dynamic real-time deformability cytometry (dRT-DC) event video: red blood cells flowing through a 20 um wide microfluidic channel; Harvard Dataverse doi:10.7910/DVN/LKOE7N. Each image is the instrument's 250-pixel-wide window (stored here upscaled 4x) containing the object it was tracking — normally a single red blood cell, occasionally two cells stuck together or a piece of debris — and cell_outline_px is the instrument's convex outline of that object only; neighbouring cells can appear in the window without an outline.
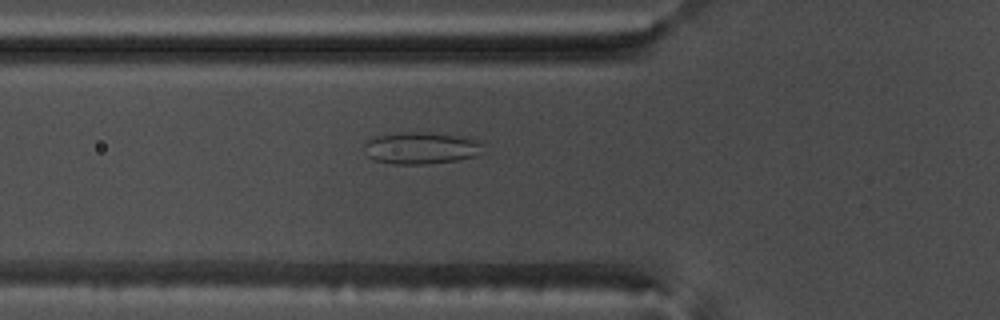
{"species": "common noctule bat (a hibernating species)", "species_latin": "Nyctalus noctula", "temperature_condition": "warm", "stored_images_in_passage": 32, "camera_frame_rate_fps": 3000, "um_per_image_px": 0.085, "animal": {"sex": "male", "body_mass_g": 17.5, "forearm_length_mm": 52.3}, "frame": {"image": 1, "passage_image": 5, "time_ms": 1.333, "image_size_px": [1000, 320], "cell_outline_px": [[488, 152], [476, 156], [456, 160], [424, 164], [392, 164], [372, 160], [368, 156], [364, 144], [368, 140], [376, 136], [408, 132], [424, 132], [464, 136], [488, 140]], "centroid_in_image_um": [35.99, 12.58], "position_along_channel_um": 89.8, "area_um2": 22.89}}
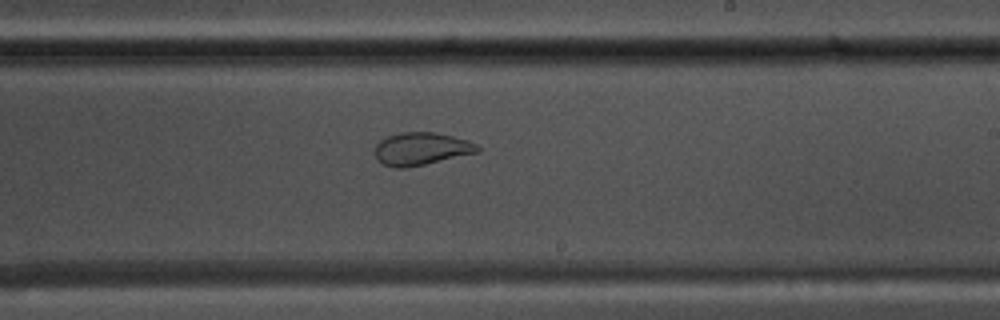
{"frame": {"image": 2, "passage_image": 18, "time_ms": 5.667, "image_size_px": [1000, 320], "cell_outline_px": [[480, 152], [408, 168], [396, 168], [384, 164], [376, 160], [376, 144], [380, 140], [388, 136], [400, 132], [436, 132], [468, 140], [476, 144], [480, 148]], "centroid_in_image_um": [35.82, 12.65], "position_along_channel_um": 253.2, "area_um2": 19.65}}
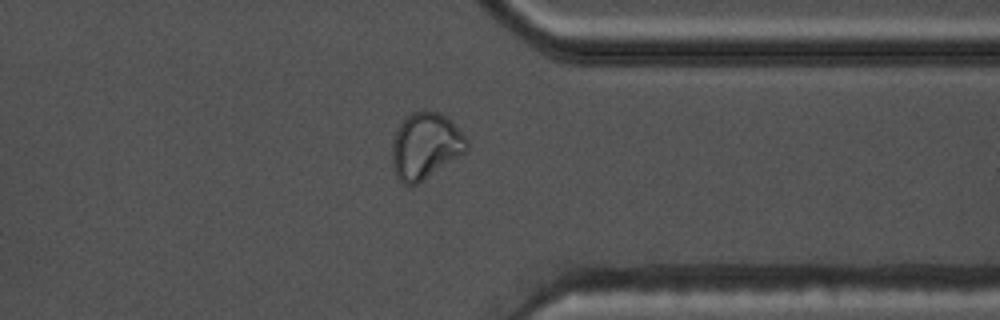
{"frame": {"image": 3, "passage_image": 28, "time_ms": 9.0, "image_size_px": [1000, 320], "cell_outline_px": [[468, 148], [464, 152], [416, 184], [404, 184], [396, 176], [392, 164], [392, 144], [396, 132], [400, 124], [412, 112], [440, 112], [468, 140]], "centroid_in_image_um": [36.13, 12.41], "position_along_channel_um": 375.3, "area_um2": 27.8}, "authors_computed_cell_mechanics": {"area_um2": 20.8658, "velocity_mm_per_s": 3.7668, "shape_relaxation_time_tau1_ms": null, "shape_relaxation_time_tau2_ms": 0.9038, "deformation_change_tau1": null, "deformation_change_tau2": 0.0648}}